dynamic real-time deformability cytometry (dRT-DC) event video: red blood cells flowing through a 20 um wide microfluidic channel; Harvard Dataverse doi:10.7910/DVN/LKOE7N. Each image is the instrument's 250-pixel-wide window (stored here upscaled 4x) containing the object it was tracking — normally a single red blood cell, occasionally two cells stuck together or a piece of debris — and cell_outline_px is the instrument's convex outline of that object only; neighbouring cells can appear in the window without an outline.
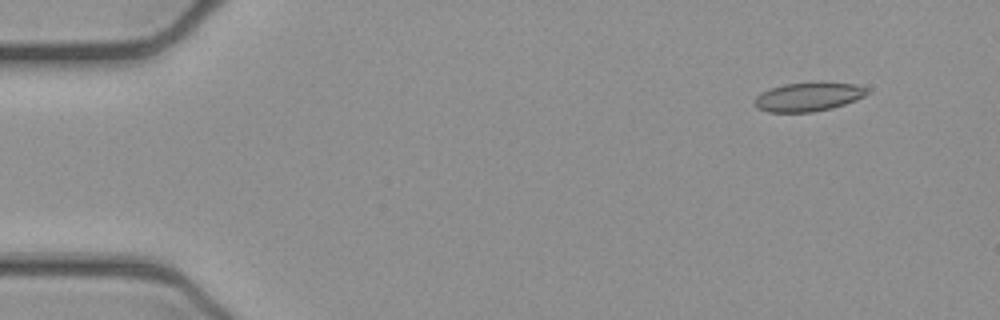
{"species": "common noctule bat (a hibernating species)", "species_latin": "Nyctalus noctula", "temperature_condition": "cold", "stored_images_in_passage": 39, "camera_frame_rate_fps": 3000, "um_per_image_px": 0.085, "animal": {"sex": "female", "body_mass_g": 21.9}, "frame": {"image": 1, "passage_image": 1, "time_ms": 0.0, "image_size_px": [1000, 320], "cell_outline_px": [[872, 92], [856, 100], [832, 108], [812, 112], [768, 112], [756, 108], [756, 96], [760, 92], [784, 84], [820, 80], [856, 84]], "centroid_in_image_um": [68.74, 8.2], "position_along_channel_um": 16.3, "area_um2": 19.36}}
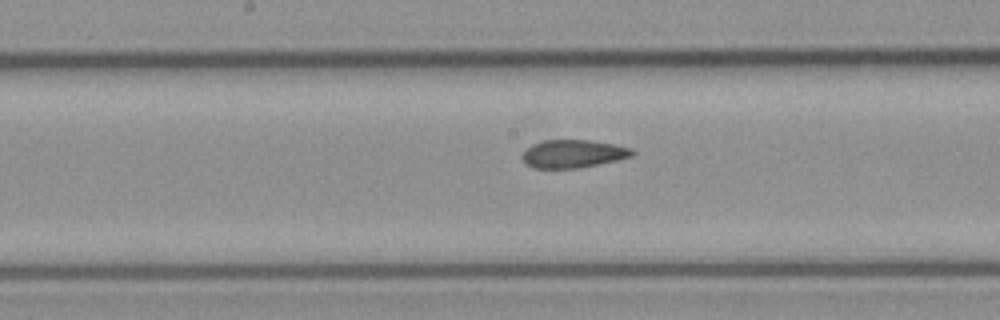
{"frame": {"image": 2, "passage_image": 23, "time_ms": 7.333, "image_size_px": [1000, 320], "cell_outline_px": [[636, 152], [632, 156], [616, 160], [576, 168], [532, 168], [524, 164], [520, 156], [532, 144], [544, 140], [588, 140], [612, 144], [632, 148]], "centroid_in_image_um": [48.67, 13.07], "position_along_channel_um": 199.5, "area_um2": 17.86}}
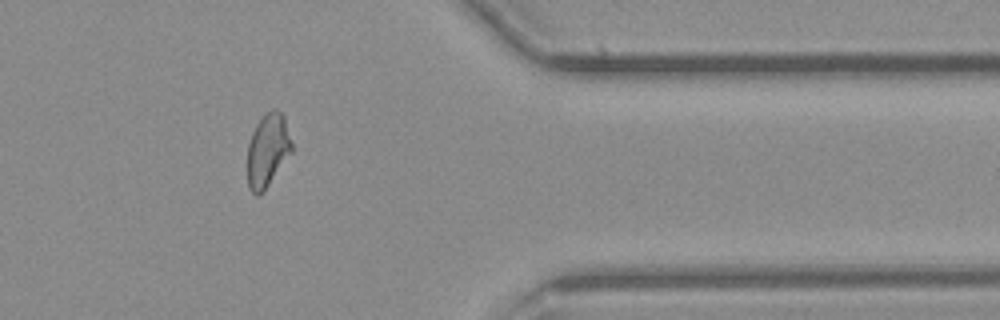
{"frame": {"image": 3, "passage_image": 39, "time_ms": 12.667, "image_size_px": [1000, 320], "cell_outline_px": [[292, 152], [260, 196], [256, 196], [248, 188], [248, 144], [252, 132], [256, 124], [272, 108], [276, 108], [284, 116], [292, 144]], "centroid_in_image_um": [22.75, 12.79], "position_along_channel_um": 388.7, "area_um2": 18.79}, "authors_computed_cell_mechanics": {"area_um2": 19.1318, "velocity_mm_per_s": 3.9122, "shape_relaxation_time_tau1_ms": null, "shape_relaxation_time_tau2_ms": 1.7394, "deformation_change_tau1": null, "deformation_change_tau2": 0.0696}}